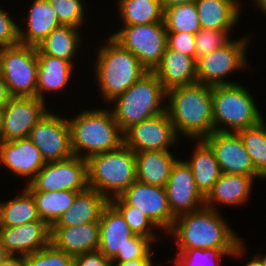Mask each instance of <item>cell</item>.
Wrapping results in <instances>:
<instances>
[{"label":"cell","mask_w":266,"mask_h":266,"mask_svg":"<svg viewBox=\"0 0 266 266\" xmlns=\"http://www.w3.org/2000/svg\"><path fill=\"white\" fill-rule=\"evenodd\" d=\"M248 38L249 36L237 41H230L212 53L200 57L196 61L197 83L210 86L233 84L234 82L226 81L223 78L232 71L247 66L245 53L248 47L246 45L249 43Z\"/></svg>","instance_id":"11"},{"label":"cell","mask_w":266,"mask_h":266,"mask_svg":"<svg viewBox=\"0 0 266 266\" xmlns=\"http://www.w3.org/2000/svg\"><path fill=\"white\" fill-rule=\"evenodd\" d=\"M98 250L110 261L130 243L134 234L120 212L109 202L102 210Z\"/></svg>","instance_id":"20"},{"label":"cell","mask_w":266,"mask_h":266,"mask_svg":"<svg viewBox=\"0 0 266 266\" xmlns=\"http://www.w3.org/2000/svg\"><path fill=\"white\" fill-rule=\"evenodd\" d=\"M255 177L222 173L205 197V206L216 210L213 204L242 205L249 199Z\"/></svg>","instance_id":"24"},{"label":"cell","mask_w":266,"mask_h":266,"mask_svg":"<svg viewBox=\"0 0 266 266\" xmlns=\"http://www.w3.org/2000/svg\"><path fill=\"white\" fill-rule=\"evenodd\" d=\"M106 42L97 53L95 72L99 91L110 102L123 94L148 70L131 51L123 48L111 36Z\"/></svg>","instance_id":"4"},{"label":"cell","mask_w":266,"mask_h":266,"mask_svg":"<svg viewBox=\"0 0 266 266\" xmlns=\"http://www.w3.org/2000/svg\"><path fill=\"white\" fill-rule=\"evenodd\" d=\"M111 37L131 51L148 70L154 71L167 48V30L164 22L124 25Z\"/></svg>","instance_id":"9"},{"label":"cell","mask_w":266,"mask_h":266,"mask_svg":"<svg viewBox=\"0 0 266 266\" xmlns=\"http://www.w3.org/2000/svg\"><path fill=\"white\" fill-rule=\"evenodd\" d=\"M256 5H258L259 8H261L262 12L266 14V0H255Z\"/></svg>","instance_id":"52"},{"label":"cell","mask_w":266,"mask_h":266,"mask_svg":"<svg viewBox=\"0 0 266 266\" xmlns=\"http://www.w3.org/2000/svg\"><path fill=\"white\" fill-rule=\"evenodd\" d=\"M201 29L229 31L239 20L238 0H195Z\"/></svg>","instance_id":"27"},{"label":"cell","mask_w":266,"mask_h":266,"mask_svg":"<svg viewBox=\"0 0 266 266\" xmlns=\"http://www.w3.org/2000/svg\"><path fill=\"white\" fill-rule=\"evenodd\" d=\"M111 261L99 250L74 256V266H110Z\"/></svg>","instance_id":"44"},{"label":"cell","mask_w":266,"mask_h":266,"mask_svg":"<svg viewBox=\"0 0 266 266\" xmlns=\"http://www.w3.org/2000/svg\"><path fill=\"white\" fill-rule=\"evenodd\" d=\"M194 151L191 159L186 161V163L192 170L198 190L206 197L222 172L214 151L204 139H198V144Z\"/></svg>","instance_id":"28"},{"label":"cell","mask_w":266,"mask_h":266,"mask_svg":"<svg viewBox=\"0 0 266 266\" xmlns=\"http://www.w3.org/2000/svg\"><path fill=\"white\" fill-rule=\"evenodd\" d=\"M38 75L36 97L44 100L45 91H60L68 83L73 64L57 57L37 53ZM44 91V92H43Z\"/></svg>","instance_id":"29"},{"label":"cell","mask_w":266,"mask_h":266,"mask_svg":"<svg viewBox=\"0 0 266 266\" xmlns=\"http://www.w3.org/2000/svg\"><path fill=\"white\" fill-rule=\"evenodd\" d=\"M165 98L166 91L158 76L153 71H148L123 94L112 100L116 102L111 112L125 132L132 125L165 112L166 106H160Z\"/></svg>","instance_id":"6"},{"label":"cell","mask_w":266,"mask_h":266,"mask_svg":"<svg viewBox=\"0 0 266 266\" xmlns=\"http://www.w3.org/2000/svg\"><path fill=\"white\" fill-rule=\"evenodd\" d=\"M124 217L134 235L147 237L154 242L156 236L152 234V228H158L142 211L128 205L120 196L109 201ZM149 227V228H148ZM151 227V230H150Z\"/></svg>","instance_id":"37"},{"label":"cell","mask_w":266,"mask_h":266,"mask_svg":"<svg viewBox=\"0 0 266 266\" xmlns=\"http://www.w3.org/2000/svg\"><path fill=\"white\" fill-rule=\"evenodd\" d=\"M177 133L167 111L132 125L124 132V144L135 153L163 151L177 141ZM174 142V143H173Z\"/></svg>","instance_id":"13"},{"label":"cell","mask_w":266,"mask_h":266,"mask_svg":"<svg viewBox=\"0 0 266 266\" xmlns=\"http://www.w3.org/2000/svg\"><path fill=\"white\" fill-rule=\"evenodd\" d=\"M26 18L27 30L24 32L19 27V41L29 46L36 47L61 25L49 0H34Z\"/></svg>","instance_id":"25"},{"label":"cell","mask_w":266,"mask_h":266,"mask_svg":"<svg viewBox=\"0 0 266 266\" xmlns=\"http://www.w3.org/2000/svg\"><path fill=\"white\" fill-rule=\"evenodd\" d=\"M28 137L40 150L46 163L73 156L68 119L48 112L32 128Z\"/></svg>","instance_id":"12"},{"label":"cell","mask_w":266,"mask_h":266,"mask_svg":"<svg viewBox=\"0 0 266 266\" xmlns=\"http://www.w3.org/2000/svg\"><path fill=\"white\" fill-rule=\"evenodd\" d=\"M45 100L38 97H12L4 106L1 141L26 138L48 113Z\"/></svg>","instance_id":"15"},{"label":"cell","mask_w":266,"mask_h":266,"mask_svg":"<svg viewBox=\"0 0 266 266\" xmlns=\"http://www.w3.org/2000/svg\"><path fill=\"white\" fill-rule=\"evenodd\" d=\"M212 109L215 132L237 133L263 120L250 93L237 83L212 86Z\"/></svg>","instance_id":"7"},{"label":"cell","mask_w":266,"mask_h":266,"mask_svg":"<svg viewBox=\"0 0 266 266\" xmlns=\"http://www.w3.org/2000/svg\"><path fill=\"white\" fill-rule=\"evenodd\" d=\"M41 220L45 221L50 227L66 212L73 204L77 191H46L31 192Z\"/></svg>","instance_id":"32"},{"label":"cell","mask_w":266,"mask_h":266,"mask_svg":"<svg viewBox=\"0 0 266 266\" xmlns=\"http://www.w3.org/2000/svg\"><path fill=\"white\" fill-rule=\"evenodd\" d=\"M86 160L88 187L97 190L108 201L120 196L137 180L136 154L125 144Z\"/></svg>","instance_id":"5"},{"label":"cell","mask_w":266,"mask_h":266,"mask_svg":"<svg viewBox=\"0 0 266 266\" xmlns=\"http://www.w3.org/2000/svg\"><path fill=\"white\" fill-rule=\"evenodd\" d=\"M163 22L167 32L196 34L201 29L195 2L164 8Z\"/></svg>","instance_id":"34"},{"label":"cell","mask_w":266,"mask_h":266,"mask_svg":"<svg viewBox=\"0 0 266 266\" xmlns=\"http://www.w3.org/2000/svg\"><path fill=\"white\" fill-rule=\"evenodd\" d=\"M166 97V111L178 136L198 140L215 132L212 86L196 82L173 88L166 92Z\"/></svg>","instance_id":"1"},{"label":"cell","mask_w":266,"mask_h":266,"mask_svg":"<svg viewBox=\"0 0 266 266\" xmlns=\"http://www.w3.org/2000/svg\"><path fill=\"white\" fill-rule=\"evenodd\" d=\"M55 10L59 23L81 27L84 20V8L81 0H49Z\"/></svg>","instance_id":"40"},{"label":"cell","mask_w":266,"mask_h":266,"mask_svg":"<svg viewBox=\"0 0 266 266\" xmlns=\"http://www.w3.org/2000/svg\"><path fill=\"white\" fill-rule=\"evenodd\" d=\"M1 76L13 97H36L37 48L16 44L0 48Z\"/></svg>","instance_id":"8"},{"label":"cell","mask_w":266,"mask_h":266,"mask_svg":"<svg viewBox=\"0 0 266 266\" xmlns=\"http://www.w3.org/2000/svg\"><path fill=\"white\" fill-rule=\"evenodd\" d=\"M204 140L214 151L222 173L261 177L255 171L251 157L238 133L213 132Z\"/></svg>","instance_id":"16"},{"label":"cell","mask_w":266,"mask_h":266,"mask_svg":"<svg viewBox=\"0 0 266 266\" xmlns=\"http://www.w3.org/2000/svg\"><path fill=\"white\" fill-rule=\"evenodd\" d=\"M9 254L7 253L6 249L0 244V263L4 261Z\"/></svg>","instance_id":"51"},{"label":"cell","mask_w":266,"mask_h":266,"mask_svg":"<svg viewBox=\"0 0 266 266\" xmlns=\"http://www.w3.org/2000/svg\"><path fill=\"white\" fill-rule=\"evenodd\" d=\"M136 154L137 180L149 185L166 186L177 159L169 150L141 151Z\"/></svg>","instance_id":"26"},{"label":"cell","mask_w":266,"mask_h":266,"mask_svg":"<svg viewBox=\"0 0 266 266\" xmlns=\"http://www.w3.org/2000/svg\"><path fill=\"white\" fill-rule=\"evenodd\" d=\"M152 241L147 237L134 235L122 251L111 262H125L135 258H151Z\"/></svg>","instance_id":"41"},{"label":"cell","mask_w":266,"mask_h":266,"mask_svg":"<svg viewBox=\"0 0 266 266\" xmlns=\"http://www.w3.org/2000/svg\"><path fill=\"white\" fill-rule=\"evenodd\" d=\"M245 149L251 157L255 171L266 178V124L262 120L258 125L237 132Z\"/></svg>","instance_id":"36"},{"label":"cell","mask_w":266,"mask_h":266,"mask_svg":"<svg viewBox=\"0 0 266 266\" xmlns=\"http://www.w3.org/2000/svg\"><path fill=\"white\" fill-rule=\"evenodd\" d=\"M0 266H26V261L23 256L9 255L4 261L0 263Z\"/></svg>","instance_id":"47"},{"label":"cell","mask_w":266,"mask_h":266,"mask_svg":"<svg viewBox=\"0 0 266 266\" xmlns=\"http://www.w3.org/2000/svg\"><path fill=\"white\" fill-rule=\"evenodd\" d=\"M24 258L26 266H74V257L52 243Z\"/></svg>","instance_id":"38"},{"label":"cell","mask_w":266,"mask_h":266,"mask_svg":"<svg viewBox=\"0 0 266 266\" xmlns=\"http://www.w3.org/2000/svg\"><path fill=\"white\" fill-rule=\"evenodd\" d=\"M3 120H4V106L0 107V142H1V135L3 130Z\"/></svg>","instance_id":"50"},{"label":"cell","mask_w":266,"mask_h":266,"mask_svg":"<svg viewBox=\"0 0 266 266\" xmlns=\"http://www.w3.org/2000/svg\"><path fill=\"white\" fill-rule=\"evenodd\" d=\"M120 197L131 206L142 211L158 228L168 231L176 217L172 214L164 187L149 185L136 180Z\"/></svg>","instance_id":"14"},{"label":"cell","mask_w":266,"mask_h":266,"mask_svg":"<svg viewBox=\"0 0 266 266\" xmlns=\"http://www.w3.org/2000/svg\"><path fill=\"white\" fill-rule=\"evenodd\" d=\"M73 155L84 159L120 148L124 144V132L106 109L85 110L74 119L68 120Z\"/></svg>","instance_id":"3"},{"label":"cell","mask_w":266,"mask_h":266,"mask_svg":"<svg viewBox=\"0 0 266 266\" xmlns=\"http://www.w3.org/2000/svg\"><path fill=\"white\" fill-rule=\"evenodd\" d=\"M78 30L79 28L71 25H59L36 46L37 53L57 57L74 64L72 59L81 41Z\"/></svg>","instance_id":"30"},{"label":"cell","mask_w":266,"mask_h":266,"mask_svg":"<svg viewBox=\"0 0 266 266\" xmlns=\"http://www.w3.org/2000/svg\"><path fill=\"white\" fill-rule=\"evenodd\" d=\"M26 188L30 192H82L88 188L87 160L73 155L65 160L45 163Z\"/></svg>","instance_id":"10"},{"label":"cell","mask_w":266,"mask_h":266,"mask_svg":"<svg viewBox=\"0 0 266 266\" xmlns=\"http://www.w3.org/2000/svg\"><path fill=\"white\" fill-rule=\"evenodd\" d=\"M218 210L206 206L176 217L169 231L178 251L187 249H235L241 239L231 230Z\"/></svg>","instance_id":"2"},{"label":"cell","mask_w":266,"mask_h":266,"mask_svg":"<svg viewBox=\"0 0 266 266\" xmlns=\"http://www.w3.org/2000/svg\"><path fill=\"white\" fill-rule=\"evenodd\" d=\"M153 72L158 76L166 92L197 82L196 59L170 49L168 46L160 64Z\"/></svg>","instance_id":"22"},{"label":"cell","mask_w":266,"mask_h":266,"mask_svg":"<svg viewBox=\"0 0 266 266\" xmlns=\"http://www.w3.org/2000/svg\"><path fill=\"white\" fill-rule=\"evenodd\" d=\"M167 46L186 56L195 58V34L188 32H167Z\"/></svg>","instance_id":"42"},{"label":"cell","mask_w":266,"mask_h":266,"mask_svg":"<svg viewBox=\"0 0 266 266\" xmlns=\"http://www.w3.org/2000/svg\"><path fill=\"white\" fill-rule=\"evenodd\" d=\"M99 242V221L65 228H51V243L73 257L98 250Z\"/></svg>","instance_id":"21"},{"label":"cell","mask_w":266,"mask_h":266,"mask_svg":"<svg viewBox=\"0 0 266 266\" xmlns=\"http://www.w3.org/2000/svg\"><path fill=\"white\" fill-rule=\"evenodd\" d=\"M124 25L163 22L164 8L157 0H118Z\"/></svg>","instance_id":"33"},{"label":"cell","mask_w":266,"mask_h":266,"mask_svg":"<svg viewBox=\"0 0 266 266\" xmlns=\"http://www.w3.org/2000/svg\"><path fill=\"white\" fill-rule=\"evenodd\" d=\"M12 97L8 85L2 76H0V107L5 106Z\"/></svg>","instance_id":"46"},{"label":"cell","mask_w":266,"mask_h":266,"mask_svg":"<svg viewBox=\"0 0 266 266\" xmlns=\"http://www.w3.org/2000/svg\"><path fill=\"white\" fill-rule=\"evenodd\" d=\"M258 257H259V259L261 260V262H262V265L263 266H266V255L263 257H260L259 255H258Z\"/></svg>","instance_id":"53"},{"label":"cell","mask_w":266,"mask_h":266,"mask_svg":"<svg viewBox=\"0 0 266 266\" xmlns=\"http://www.w3.org/2000/svg\"><path fill=\"white\" fill-rule=\"evenodd\" d=\"M1 163L17 176L31 178L30 182L46 162L40 150L26 137L0 142Z\"/></svg>","instance_id":"19"},{"label":"cell","mask_w":266,"mask_h":266,"mask_svg":"<svg viewBox=\"0 0 266 266\" xmlns=\"http://www.w3.org/2000/svg\"><path fill=\"white\" fill-rule=\"evenodd\" d=\"M242 242L243 241H241L235 249L209 248L187 249L185 251H178L176 258L173 259V263L175 266H220V258L222 256L228 255L239 257L244 254L245 248L243 247L244 245L242 244ZM211 261L212 263H210Z\"/></svg>","instance_id":"35"},{"label":"cell","mask_w":266,"mask_h":266,"mask_svg":"<svg viewBox=\"0 0 266 266\" xmlns=\"http://www.w3.org/2000/svg\"><path fill=\"white\" fill-rule=\"evenodd\" d=\"M165 189L169 208L175 217L205 206V197L198 190L192 170L186 161H176Z\"/></svg>","instance_id":"17"},{"label":"cell","mask_w":266,"mask_h":266,"mask_svg":"<svg viewBox=\"0 0 266 266\" xmlns=\"http://www.w3.org/2000/svg\"><path fill=\"white\" fill-rule=\"evenodd\" d=\"M50 243L51 227L43 220L14 227H0V244L12 256L19 254L26 257Z\"/></svg>","instance_id":"18"},{"label":"cell","mask_w":266,"mask_h":266,"mask_svg":"<svg viewBox=\"0 0 266 266\" xmlns=\"http://www.w3.org/2000/svg\"><path fill=\"white\" fill-rule=\"evenodd\" d=\"M109 201L97 190L87 188L79 192L71 205L51 228H65L100 221L103 208Z\"/></svg>","instance_id":"23"},{"label":"cell","mask_w":266,"mask_h":266,"mask_svg":"<svg viewBox=\"0 0 266 266\" xmlns=\"http://www.w3.org/2000/svg\"><path fill=\"white\" fill-rule=\"evenodd\" d=\"M230 31L213 30V29H200L195 34V59L196 61L203 56H206L216 49L225 46L231 41L229 40Z\"/></svg>","instance_id":"39"},{"label":"cell","mask_w":266,"mask_h":266,"mask_svg":"<svg viewBox=\"0 0 266 266\" xmlns=\"http://www.w3.org/2000/svg\"><path fill=\"white\" fill-rule=\"evenodd\" d=\"M152 258H135L125 262H111L110 266H153Z\"/></svg>","instance_id":"45"},{"label":"cell","mask_w":266,"mask_h":266,"mask_svg":"<svg viewBox=\"0 0 266 266\" xmlns=\"http://www.w3.org/2000/svg\"><path fill=\"white\" fill-rule=\"evenodd\" d=\"M41 220L32 193L24 188L14 199L0 202V227H14Z\"/></svg>","instance_id":"31"},{"label":"cell","mask_w":266,"mask_h":266,"mask_svg":"<svg viewBox=\"0 0 266 266\" xmlns=\"http://www.w3.org/2000/svg\"><path fill=\"white\" fill-rule=\"evenodd\" d=\"M157 1L163 8H166L168 6L182 5L189 2H195V0H157Z\"/></svg>","instance_id":"48"},{"label":"cell","mask_w":266,"mask_h":266,"mask_svg":"<svg viewBox=\"0 0 266 266\" xmlns=\"http://www.w3.org/2000/svg\"><path fill=\"white\" fill-rule=\"evenodd\" d=\"M19 43V26L0 8V48Z\"/></svg>","instance_id":"43"},{"label":"cell","mask_w":266,"mask_h":266,"mask_svg":"<svg viewBox=\"0 0 266 266\" xmlns=\"http://www.w3.org/2000/svg\"><path fill=\"white\" fill-rule=\"evenodd\" d=\"M245 266H263L261 260L259 257H255L254 259H251L248 263H246Z\"/></svg>","instance_id":"49"}]
</instances>
